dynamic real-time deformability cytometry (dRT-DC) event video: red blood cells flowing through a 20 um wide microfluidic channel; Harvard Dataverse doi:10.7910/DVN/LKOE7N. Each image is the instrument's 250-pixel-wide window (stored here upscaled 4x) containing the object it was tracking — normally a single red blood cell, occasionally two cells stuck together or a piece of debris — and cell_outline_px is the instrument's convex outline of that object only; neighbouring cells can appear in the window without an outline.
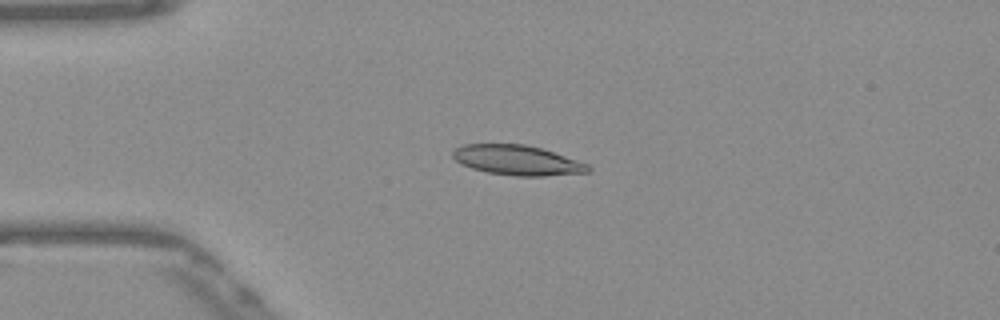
{"species": "Egyptian fruit bat (a non-hibernating species)", "species_latin": "Rousettus aegyptiacus", "temperature_condition": "warm", "stored_images_in_passage": 41, "camera_frame_rate_fps": 3000, "um_per_image_px": 0.085, "frame": {"image": 1, "passage_image": 1, "time_ms": 0.0, "image_size_px": [1000, 320], "cell_outline_px": [[592, 168], [588, 172], [544, 176], [516, 176], [488, 172], [472, 168], [460, 164], [452, 156], [452, 152], [456, 148], [464, 144], [524, 144], [540, 148], [588, 164]], "centroid_in_image_um": [43.94, 13.62], "position_along_channel_um": 41.1, "area_um2": 23.35}}
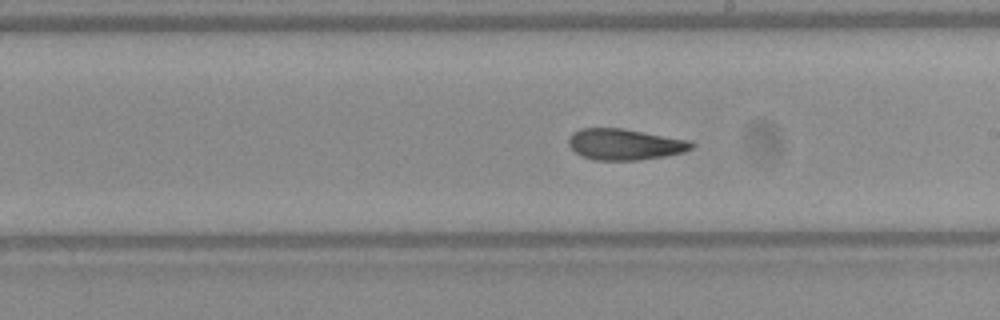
{"frame": {"image": 2, "passage_image": 18, "time_ms": 5.667, "image_size_px": [1000, 320], "cell_outline_px": [[696, 144], [692, 148], [684, 152], [664, 156], [640, 160], [592, 160], [580, 156], [568, 144], [568, 140], [572, 132], [580, 128], [620, 128], [692, 140]], "centroid_in_image_um": [53.11, 12.27], "position_along_channel_um": 235.9, "area_um2": 22.48}}
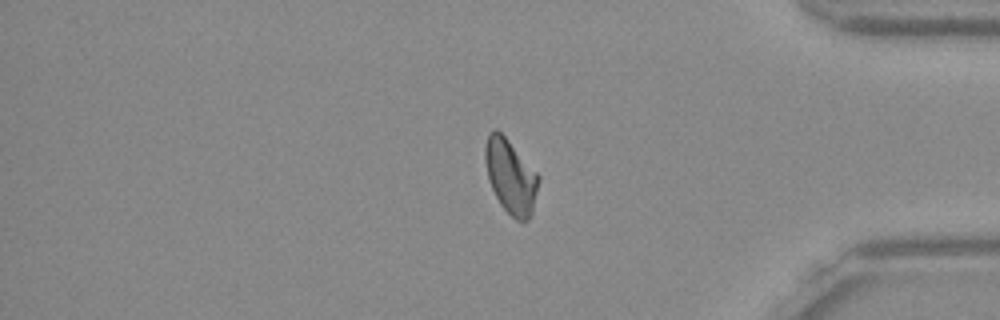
{"frame": {"image": 3, "passage_image": 32, "time_ms": 10.333, "image_size_px": [1000, 320], "cell_outline_px": [[540, 180], [532, 216], [528, 220], [516, 220], [500, 204], [488, 180], [484, 160], [484, 148], [488, 136], [496, 128], [508, 140], [540, 176]], "centroid_in_image_um": [43.41, 15.02], "position_along_channel_um": 391.8, "area_um2": 23.0}, "authors_computed_cell_mechanics": {"area_um2": 22.542, "velocity_mm_per_s": 3.8713, "shape_relaxation_time_tau1_ms": 10.6844, "shape_relaxation_time_tau2_ms": 2.2616, "deformation_change_tau1": 0.2396, "deformation_change_tau2": 0.0798}}